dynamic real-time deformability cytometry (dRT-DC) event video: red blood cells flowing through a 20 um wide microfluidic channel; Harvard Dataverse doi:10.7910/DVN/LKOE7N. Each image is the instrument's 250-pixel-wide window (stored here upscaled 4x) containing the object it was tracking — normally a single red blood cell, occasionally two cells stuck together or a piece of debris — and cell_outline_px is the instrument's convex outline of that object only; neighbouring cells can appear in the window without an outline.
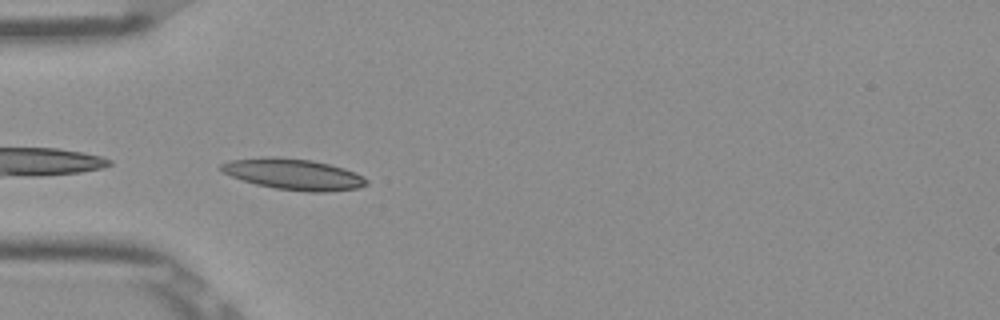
{"species": "Egyptian fruit bat (a non-hibernating species)", "species_latin": "Rousettus aegyptiacus", "temperature_condition": "room temperature", "stored_images_in_passage": 37, "camera_frame_rate_fps": 3000, "um_per_image_px": 0.085, "frame": {"image": 1, "passage_image": 1, "time_ms": 0.0, "image_size_px": [1000, 320], "cell_outline_px": [[368, 184], [356, 188], [324, 192], [308, 192], [276, 188], [256, 184], [232, 176], [224, 172], [220, 168], [220, 164], [228, 160], [264, 156], [276, 156], [312, 160], [344, 168], [364, 176], [368, 180]], "centroid_in_image_um": [24.94, 14.79], "position_along_channel_um": 60.1, "area_um2": 26.24}}
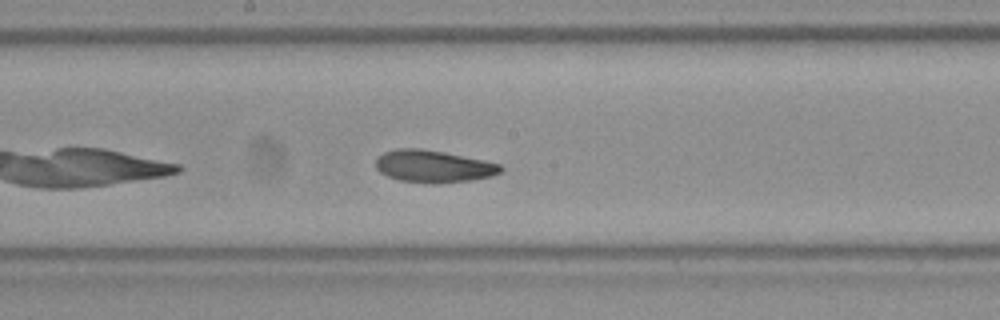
{"frame": {"image": 2, "passage_image": 13, "time_ms": 4.0, "image_size_px": [1000, 320], "cell_outline_px": [[504, 168], [500, 172], [492, 176], [472, 180], [436, 184], [432, 184], [400, 180], [388, 176], [380, 172], [376, 168], [376, 156], [384, 152], [396, 148], [420, 148], [444, 152], [484, 160], [500, 164]], "centroid_in_image_um": [36.83, 14.14], "position_along_channel_um": 211.4, "area_um2": 23.64}}
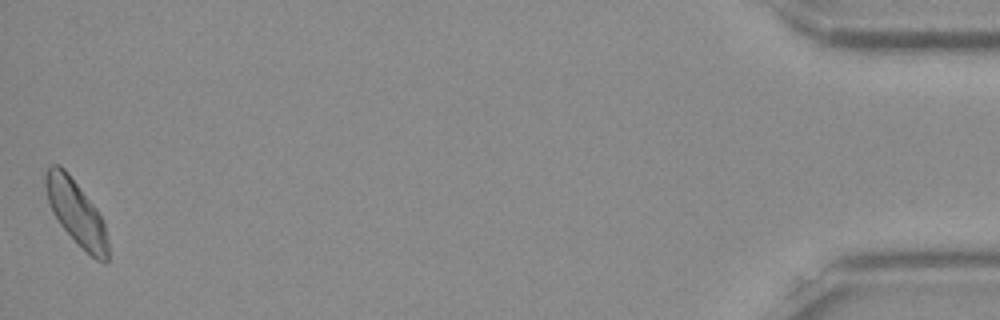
{"frame": {"image": 3, "passage_image": 37, "time_ms": 12.0, "image_size_px": [1000, 320], "cell_outline_px": [[108, 260], [104, 264], [96, 260], [60, 224], [52, 212], [48, 200], [44, 184], [44, 172], [48, 164], [60, 164], [68, 172], [96, 208], [104, 220], [108, 240]], "centroid_in_image_um": [6.47, 18.01], "position_along_channel_um": 428.7, "area_um2": 23.52}, "authors_computed_cell_mechanics": {"area_um2": 23.5246, "velocity_mm_per_s": 3.8597, "shape_relaxation_time_tau1_ms": 2.6654, "shape_relaxation_time_tau2_ms": 2.5812, "deformation_change_tau1": 0.1, "deformation_change_tau2": 0.0834}}